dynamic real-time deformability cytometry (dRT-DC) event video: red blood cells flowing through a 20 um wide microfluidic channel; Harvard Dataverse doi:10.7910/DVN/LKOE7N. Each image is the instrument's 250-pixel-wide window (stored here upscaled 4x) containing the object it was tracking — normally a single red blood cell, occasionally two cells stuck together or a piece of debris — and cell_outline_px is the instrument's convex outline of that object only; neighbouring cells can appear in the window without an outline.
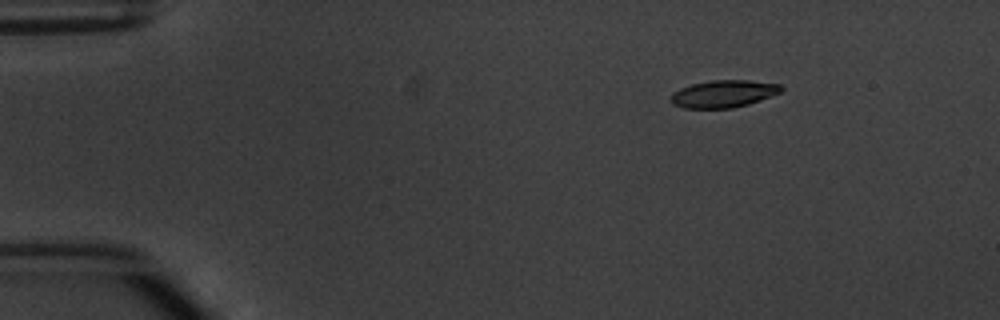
{"species": "common noctule bat (a hibernating species)", "species_latin": "Nyctalus noctula", "temperature_condition": "warm", "stored_images_in_passage": 4, "camera_frame_rate_fps": 3000, "um_per_image_px": 0.085, "animal": {"sex": "male", "body_mass_g": 20.1, "forearm_length_mm": 53.5}, "frame": {"image": 1, "passage_image": 2, "time_ms": 1.333, "image_size_px": [1000, 320], "cell_outline_px": [[784, 88], [780, 92], [760, 100], [748, 104], [732, 108], [684, 108], [672, 104], [672, 92], [680, 88], [692, 84], [712, 80], [748, 80], [780, 84]], "centroid_in_image_um": [61.5, 7.97], "position_along_channel_um": 23.5, "area_um2": 17.46}}